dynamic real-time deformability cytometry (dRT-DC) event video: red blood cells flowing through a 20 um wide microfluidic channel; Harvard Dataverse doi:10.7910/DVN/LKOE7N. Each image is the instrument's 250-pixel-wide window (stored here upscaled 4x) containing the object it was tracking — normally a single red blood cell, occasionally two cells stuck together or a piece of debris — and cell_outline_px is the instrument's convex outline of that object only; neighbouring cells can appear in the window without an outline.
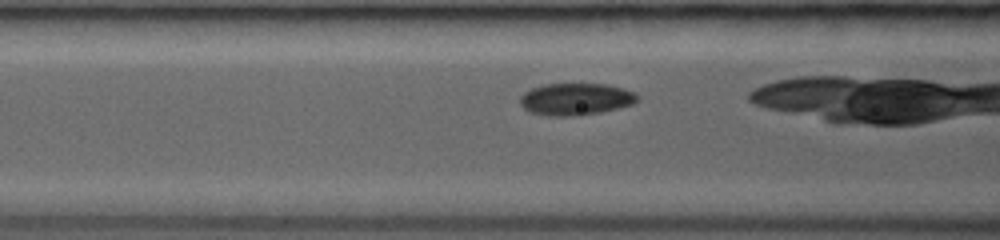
{"species": "common noctule bat (a hibernating species)", "species_latin": "Nyctalus noctula", "temperature_condition": "room temperature", "stored_images_in_passage": 16, "camera_frame_rate_fps": 3000, "um_per_image_px": 0.085, "animal": {"sex": "female", "body_mass_g": 19.0, "forearm_length_mm": 53.3}, "frame": {"image": 1, "passage_image": 7, "time_ms": 2.0, "image_size_px": [1000, 240], "cell_outline_px": [[640, 100], [632, 104], [600, 112], [580, 116], [548, 116], [528, 112], [520, 104], [520, 96], [524, 92], [532, 88], [544, 84], [608, 84], [632, 92], [640, 96]], "centroid_in_image_um": [48.91, 8.43], "position_along_channel_um": 117.7, "area_um2": 21.96}}
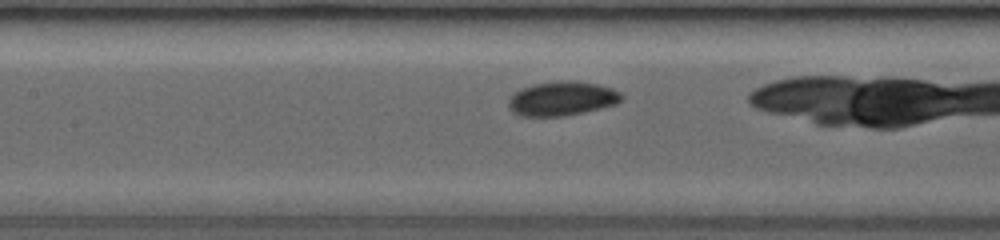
{"frame": {"image": 2, "passage_image": 12, "time_ms": 3.0, "image_size_px": [1000, 240], "cell_outline_px": [[624, 96], [616, 104], [584, 112], [564, 116], [520, 116], [512, 112], [508, 108], [508, 100], [520, 88], [532, 84], [560, 80], [572, 80], [596, 84], [612, 88], [620, 92]], "centroid_in_image_um": [47.75, 8.37], "position_along_channel_um": 159.7, "area_um2": 22.66}}